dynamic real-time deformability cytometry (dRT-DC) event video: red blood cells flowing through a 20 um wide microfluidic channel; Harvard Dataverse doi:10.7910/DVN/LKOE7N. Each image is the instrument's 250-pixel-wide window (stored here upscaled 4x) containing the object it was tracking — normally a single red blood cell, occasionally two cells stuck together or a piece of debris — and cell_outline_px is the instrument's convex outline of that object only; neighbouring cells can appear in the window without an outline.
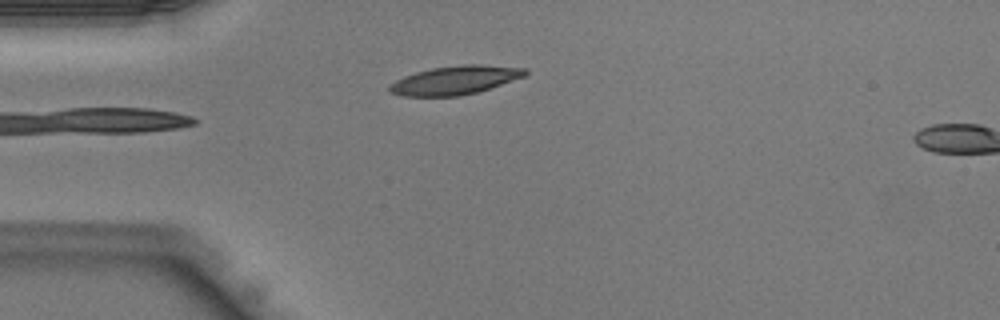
{"species": "Egyptian fruit bat (a non-hibernating species)", "species_latin": "Rousettus aegyptiacus", "temperature_condition": "warm", "stored_images_in_passage": 3, "camera_frame_rate_fps": 3000, "um_per_image_px": 0.085, "animal": {"sex": "male"}, "frame": {"image": 1, "passage_image": 2, "time_ms": 0.333, "image_size_px": [1000, 320], "cell_outline_px": [[528, 72], [524, 76], [476, 92], [460, 96], [404, 96], [392, 92], [388, 88], [388, 84], [404, 76], [416, 72], [432, 68], [464, 64], [480, 64], [528, 68]], "centroid_in_image_um": [38.67, 6.8], "position_along_channel_um": 46.3, "area_um2": 22.43}}